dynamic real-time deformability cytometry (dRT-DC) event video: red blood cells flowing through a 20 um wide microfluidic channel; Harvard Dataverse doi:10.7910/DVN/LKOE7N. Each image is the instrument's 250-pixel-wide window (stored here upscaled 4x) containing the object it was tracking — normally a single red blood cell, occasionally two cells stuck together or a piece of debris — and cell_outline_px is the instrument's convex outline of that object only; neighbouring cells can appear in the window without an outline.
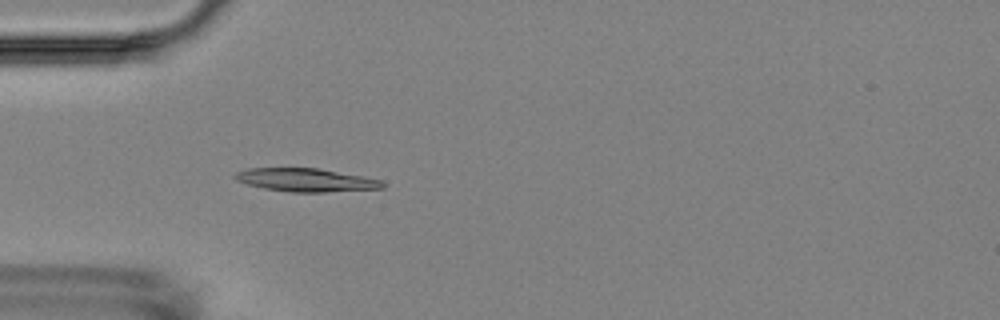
{"species": "Egyptian fruit bat (a non-hibernating species)", "species_latin": "Rousettus aegyptiacus", "temperature_condition": "room temperature", "stored_images_in_passage": 5, "camera_frame_rate_fps": 3000, "um_per_image_px": 0.085, "animal": {"sex": "female"}, "frame": {"image": 1, "passage_image": 5, "time_ms": 4.333, "image_size_px": [1000, 320], "cell_outline_px": [[384, 188], [324, 192], [292, 192], [264, 188], [248, 184], [236, 180], [232, 176], [236, 172], [248, 168], [316, 168], [364, 176], [380, 180], [384, 184]], "centroid_in_image_um": [25.98, 15.29], "position_along_channel_um": 59.0, "area_um2": 19.83}}